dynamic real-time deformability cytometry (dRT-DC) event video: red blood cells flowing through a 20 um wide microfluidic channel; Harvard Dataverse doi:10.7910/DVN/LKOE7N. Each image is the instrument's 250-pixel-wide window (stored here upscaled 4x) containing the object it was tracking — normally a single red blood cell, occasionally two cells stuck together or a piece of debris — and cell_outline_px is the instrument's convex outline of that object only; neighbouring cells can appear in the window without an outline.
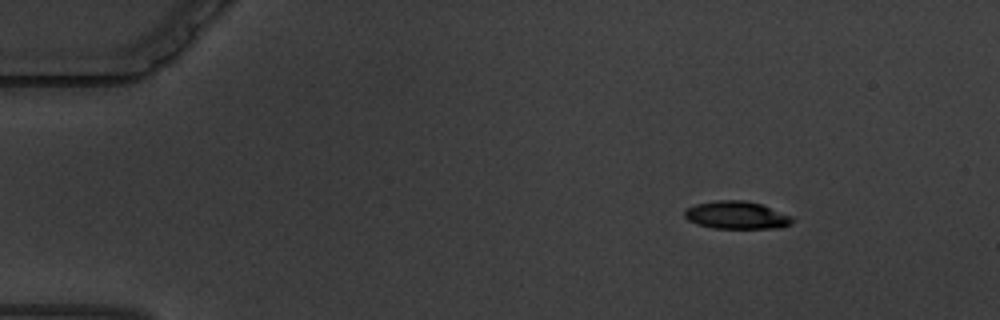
{"species": "common noctule bat (a hibernating species)", "species_latin": "Nyctalus noctula", "temperature_condition": "warm", "stored_images_in_passage": 12, "camera_frame_rate_fps": 3000, "um_per_image_px": 0.085, "animal": {"sex": "male", "body_mass_g": 19.5, "forearm_length_mm": 54.6}, "frame": {"image": 1, "passage_image": 1, "time_ms": 0.0, "image_size_px": [1000, 320], "cell_outline_px": [[796, 220], [792, 224], [780, 228], [712, 228], [696, 224], [688, 220], [684, 216], [684, 212], [688, 208], [696, 204], [716, 200], [744, 200], [760, 204], [792, 216]], "centroid_in_image_um": [62.63, 18.3], "position_along_channel_um": 22.4, "area_um2": 17.46}}